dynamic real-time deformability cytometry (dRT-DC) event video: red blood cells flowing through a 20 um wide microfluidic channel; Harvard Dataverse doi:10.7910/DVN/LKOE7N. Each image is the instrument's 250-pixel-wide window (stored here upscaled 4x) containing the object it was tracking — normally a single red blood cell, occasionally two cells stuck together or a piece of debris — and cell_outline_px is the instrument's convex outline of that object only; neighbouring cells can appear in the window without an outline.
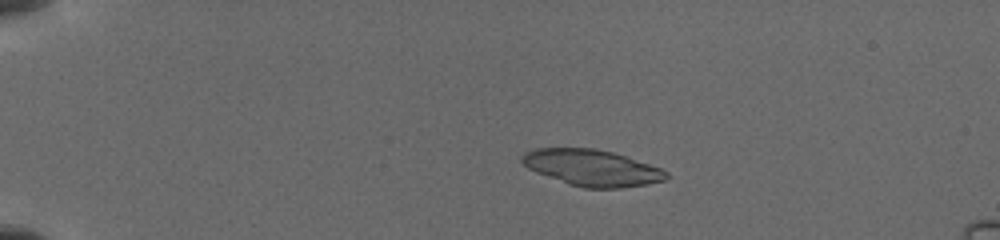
{"species": "common noctule bat (a hibernating species)", "species_latin": "Nyctalus noctula", "temperature_condition": "cold", "stored_images_in_passage": 35, "camera_frame_rate_fps": 3000, "um_per_image_px": 0.085, "animal": {"sex": "female", "body_mass_g": 19.5, "forearm_length_mm": 54.1}, "frame": {"image": 1, "passage_image": 10, "time_ms": 3.667, "image_size_px": [1000, 240], "cell_outline_px": [[668, 176], [664, 180], [648, 184], [620, 188], [584, 188], [568, 184], [536, 172], [528, 168], [520, 160], [520, 156], [524, 152], [536, 148], [596, 148], [612, 152], [660, 168], [668, 172]], "centroid_in_image_um": [50.28, 14.26], "position_along_channel_um": 34.7, "area_um2": 30.4}}